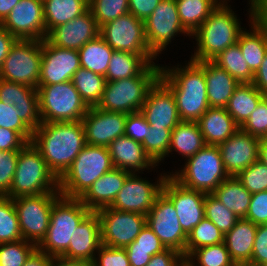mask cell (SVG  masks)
<instances>
[{
    "instance_id": "obj_1",
    "label": "cell",
    "mask_w": 267,
    "mask_h": 266,
    "mask_svg": "<svg viewBox=\"0 0 267 266\" xmlns=\"http://www.w3.org/2000/svg\"><path fill=\"white\" fill-rule=\"evenodd\" d=\"M31 142L59 179L86 145L82 120L42 122L33 131Z\"/></svg>"
},
{
    "instance_id": "obj_2",
    "label": "cell",
    "mask_w": 267,
    "mask_h": 266,
    "mask_svg": "<svg viewBox=\"0 0 267 266\" xmlns=\"http://www.w3.org/2000/svg\"><path fill=\"white\" fill-rule=\"evenodd\" d=\"M187 61L183 66L181 63L172 67L161 65L160 80L172 91L180 120L197 122L210 107L204 61Z\"/></svg>"
},
{
    "instance_id": "obj_3",
    "label": "cell",
    "mask_w": 267,
    "mask_h": 266,
    "mask_svg": "<svg viewBox=\"0 0 267 266\" xmlns=\"http://www.w3.org/2000/svg\"><path fill=\"white\" fill-rule=\"evenodd\" d=\"M230 1L223 0L191 35L196 48L189 59L198 62L214 60L223 50L238 42L245 26L241 27L240 17L231 9Z\"/></svg>"
},
{
    "instance_id": "obj_4",
    "label": "cell",
    "mask_w": 267,
    "mask_h": 266,
    "mask_svg": "<svg viewBox=\"0 0 267 266\" xmlns=\"http://www.w3.org/2000/svg\"><path fill=\"white\" fill-rule=\"evenodd\" d=\"M150 63L138 76L106 82L96 107L125 114L141 111L150 89L160 79L161 64Z\"/></svg>"
},
{
    "instance_id": "obj_5",
    "label": "cell",
    "mask_w": 267,
    "mask_h": 266,
    "mask_svg": "<svg viewBox=\"0 0 267 266\" xmlns=\"http://www.w3.org/2000/svg\"><path fill=\"white\" fill-rule=\"evenodd\" d=\"M113 168L108 147L86 144L59 178V192L68 198H80L98 178Z\"/></svg>"
},
{
    "instance_id": "obj_6",
    "label": "cell",
    "mask_w": 267,
    "mask_h": 266,
    "mask_svg": "<svg viewBox=\"0 0 267 266\" xmlns=\"http://www.w3.org/2000/svg\"><path fill=\"white\" fill-rule=\"evenodd\" d=\"M49 192H59V179L48 168L40 151L28 142L19 150L13 182L5 196L13 199Z\"/></svg>"
},
{
    "instance_id": "obj_7",
    "label": "cell",
    "mask_w": 267,
    "mask_h": 266,
    "mask_svg": "<svg viewBox=\"0 0 267 266\" xmlns=\"http://www.w3.org/2000/svg\"><path fill=\"white\" fill-rule=\"evenodd\" d=\"M169 175L185 188L211 194L226 180V173L218 146L205 145Z\"/></svg>"
},
{
    "instance_id": "obj_8",
    "label": "cell",
    "mask_w": 267,
    "mask_h": 266,
    "mask_svg": "<svg viewBox=\"0 0 267 266\" xmlns=\"http://www.w3.org/2000/svg\"><path fill=\"white\" fill-rule=\"evenodd\" d=\"M90 212L79 198L61 195L53 203L46 236L37 248L51 257L61 256L68 249L75 228Z\"/></svg>"
},
{
    "instance_id": "obj_9",
    "label": "cell",
    "mask_w": 267,
    "mask_h": 266,
    "mask_svg": "<svg viewBox=\"0 0 267 266\" xmlns=\"http://www.w3.org/2000/svg\"><path fill=\"white\" fill-rule=\"evenodd\" d=\"M37 93L42 122L81 121L89 109L71 80L59 84L38 85Z\"/></svg>"
},
{
    "instance_id": "obj_10",
    "label": "cell",
    "mask_w": 267,
    "mask_h": 266,
    "mask_svg": "<svg viewBox=\"0 0 267 266\" xmlns=\"http://www.w3.org/2000/svg\"><path fill=\"white\" fill-rule=\"evenodd\" d=\"M43 40L17 39L0 70V78L38 88Z\"/></svg>"
},
{
    "instance_id": "obj_11",
    "label": "cell",
    "mask_w": 267,
    "mask_h": 266,
    "mask_svg": "<svg viewBox=\"0 0 267 266\" xmlns=\"http://www.w3.org/2000/svg\"><path fill=\"white\" fill-rule=\"evenodd\" d=\"M60 196V192H49L12 199L24 240L36 246L41 243L49 227L53 203Z\"/></svg>"
},
{
    "instance_id": "obj_12",
    "label": "cell",
    "mask_w": 267,
    "mask_h": 266,
    "mask_svg": "<svg viewBox=\"0 0 267 266\" xmlns=\"http://www.w3.org/2000/svg\"><path fill=\"white\" fill-rule=\"evenodd\" d=\"M145 37L149 49L159 57L178 35H191L183 28L175 0H162L144 21ZM176 36V37H175Z\"/></svg>"
},
{
    "instance_id": "obj_13",
    "label": "cell",
    "mask_w": 267,
    "mask_h": 266,
    "mask_svg": "<svg viewBox=\"0 0 267 266\" xmlns=\"http://www.w3.org/2000/svg\"><path fill=\"white\" fill-rule=\"evenodd\" d=\"M140 173H131L112 202L110 208L124 212L147 215L151 210L169 172L160 173L155 182L147 180ZM163 174V175H162Z\"/></svg>"
},
{
    "instance_id": "obj_14",
    "label": "cell",
    "mask_w": 267,
    "mask_h": 266,
    "mask_svg": "<svg viewBox=\"0 0 267 266\" xmlns=\"http://www.w3.org/2000/svg\"><path fill=\"white\" fill-rule=\"evenodd\" d=\"M146 224L166 249H174L185 257L188 235L182 229L172 201L161 192L146 215Z\"/></svg>"
},
{
    "instance_id": "obj_15",
    "label": "cell",
    "mask_w": 267,
    "mask_h": 266,
    "mask_svg": "<svg viewBox=\"0 0 267 266\" xmlns=\"http://www.w3.org/2000/svg\"><path fill=\"white\" fill-rule=\"evenodd\" d=\"M97 214L101 222V243L107 247L126 248L146 225V215L139 213L106 207Z\"/></svg>"
},
{
    "instance_id": "obj_16",
    "label": "cell",
    "mask_w": 267,
    "mask_h": 266,
    "mask_svg": "<svg viewBox=\"0 0 267 266\" xmlns=\"http://www.w3.org/2000/svg\"><path fill=\"white\" fill-rule=\"evenodd\" d=\"M100 36L115 51L154 54L146 41L144 21L130 12L101 26Z\"/></svg>"
},
{
    "instance_id": "obj_17",
    "label": "cell",
    "mask_w": 267,
    "mask_h": 266,
    "mask_svg": "<svg viewBox=\"0 0 267 266\" xmlns=\"http://www.w3.org/2000/svg\"><path fill=\"white\" fill-rule=\"evenodd\" d=\"M0 25L16 39H46L43 1L20 0Z\"/></svg>"
},
{
    "instance_id": "obj_18",
    "label": "cell",
    "mask_w": 267,
    "mask_h": 266,
    "mask_svg": "<svg viewBox=\"0 0 267 266\" xmlns=\"http://www.w3.org/2000/svg\"><path fill=\"white\" fill-rule=\"evenodd\" d=\"M162 192L172 201L180 225L188 235L205 217L204 200L206 194L185 188L170 175L163 183Z\"/></svg>"
},
{
    "instance_id": "obj_19",
    "label": "cell",
    "mask_w": 267,
    "mask_h": 266,
    "mask_svg": "<svg viewBox=\"0 0 267 266\" xmlns=\"http://www.w3.org/2000/svg\"><path fill=\"white\" fill-rule=\"evenodd\" d=\"M81 67L77 50L60 48L43 40L42 61L38 85H52L70 81Z\"/></svg>"
},
{
    "instance_id": "obj_20",
    "label": "cell",
    "mask_w": 267,
    "mask_h": 266,
    "mask_svg": "<svg viewBox=\"0 0 267 266\" xmlns=\"http://www.w3.org/2000/svg\"><path fill=\"white\" fill-rule=\"evenodd\" d=\"M126 117L127 114L122 112L89 107L82 119L86 144L108 147L116 138L124 135Z\"/></svg>"
},
{
    "instance_id": "obj_21",
    "label": "cell",
    "mask_w": 267,
    "mask_h": 266,
    "mask_svg": "<svg viewBox=\"0 0 267 266\" xmlns=\"http://www.w3.org/2000/svg\"><path fill=\"white\" fill-rule=\"evenodd\" d=\"M261 140L239 129L233 136L218 145L224 169L235 177L252 163L259 160Z\"/></svg>"
},
{
    "instance_id": "obj_22",
    "label": "cell",
    "mask_w": 267,
    "mask_h": 266,
    "mask_svg": "<svg viewBox=\"0 0 267 266\" xmlns=\"http://www.w3.org/2000/svg\"><path fill=\"white\" fill-rule=\"evenodd\" d=\"M100 35V27L90 9L73 20L54 27L46 36V40L57 47L79 50L88 41Z\"/></svg>"
},
{
    "instance_id": "obj_23",
    "label": "cell",
    "mask_w": 267,
    "mask_h": 266,
    "mask_svg": "<svg viewBox=\"0 0 267 266\" xmlns=\"http://www.w3.org/2000/svg\"><path fill=\"white\" fill-rule=\"evenodd\" d=\"M141 113L151 127L173 130L181 121L174 95L160 79L150 89Z\"/></svg>"
},
{
    "instance_id": "obj_24",
    "label": "cell",
    "mask_w": 267,
    "mask_h": 266,
    "mask_svg": "<svg viewBox=\"0 0 267 266\" xmlns=\"http://www.w3.org/2000/svg\"><path fill=\"white\" fill-rule=\"evenodd\" d=\"M101 243V222L97 212L91 211L75 228L65 258L93 263Z\"/></svg>"
},
{
    "instance_id": "obj_25",
    "label": "cell",
    "mask_w": 267,
    "mask_h": 266,
    "mask_svg": "<svg viewBox=\"0 0 267 266\" xmlns=\"http://www.w3.org/2000/svg\"><path fill=\"white\" fill-rule=\"evenodd\" d=\"M247 9L250 23L249 30L246 28L240 33L238 45L249 68L255 73L260 67L267 53V26L257 16V3L249 0ZM251 28V29H250ZM247 30V31H246Z\"/></svg>"
},
{
    "instance_id": "obj_26",
    "label": "cell",
    "mask_w": 267,
    "mask_h": 266,
    "mask_svg": "<svg viewBox=\"0 0 267 266\" xmlns=\"http://www.w3.org/2000/svg\"><path fill=\"white\" fill-rule=\"evenodd\" d=\"M0 101L5 105H14L20 112V118L32 131L42 123L37 88L0 78Z\"/></svg>"
},
{
    "instance_id": "obj_27",
    "label": "cell",
    "mask_w": 267,
    "mask_h": 266,
    "mask_svg": "<svg viewBox=\"0 0 267 266\" xmlns=\"http://www.w3.org/2000/svg\"><path fill=\"white\" fill-rule=\"evenodd\" d=\"M114 168L130 173H143L144 170H155L157 166L146 154L141 143L136 142L127 135L116 138L108 146Z\"/></svg>"
},
{
    "instance_id": "obj_28",
    "label": "cell",
    "mask_w": 267,
    "mask_h": 266,
    "mask_svg": "<svg viewBox=\"0 0 267 266\" xmlns=\"http://www.w3.org/2000/svg\"><path fill=\"white\" fill-rule=\"evenodd\" d=\"M130 174L128 171L113 168L98 178L79 198L80 201L93 212L110 207Z\"/></svg>"
},
{
    "instance_id": "obj_29",
    "label": "cell",
    "mask_w": 267,
    "mask_h": 266,
    "mask_svg": "<svg viewBox=\"0 0 267 266\" xmlns=\"http://www.w3.org/2000/svg\"><path fill=\"white\" fill-rule=\"evenodd\" d=\"M197 123L205 144L213 146L225 142L240 129L226 108L209 107Z\"/></svg>"
},
{
    "instance_id": "obj_30",
    "label": "cell",
    "mask_w": 267,
    "mask_h": 266,
    "mask_svg": "<svg viewBox=\"0 0 267 266\" xmlns=\"http://www.w3.org/2000/svg\"><path fill=\"white\" fill-rule=\"evenodd\" d=\"M204 76L209 106L226 108L240 83L213 60L204 61Z\"/></svg>"
},
{
    "instance_id": "obj_31",
    "label": "cell",
    "mask_w": 267,
    "mask_h": 266,
    "mask_svg": "<svg viewBox=\"0 0 267 266\" xmlns=\"http://www.w3.org/2000/svg\"><path fill=\"white\" fill-rule=\"evenodd\" d=\"M256 231V224L241 218L224 234L225 246L237 266H247L250 263Z\"/></svg>"
},
{
    "instance_id": "obj_32",
    "label": "cell",
    "mask_w": 267,
    "mask_h": 266,
    "mask_svg": "<svg viewBox=\"0 0 267 266\" xmlns=\"http://www.w3.org/2000/svg\"><path fill=\"white\" fill-rule=\"evenodd\" d=\"M155 54L113 52L105 75L107 82L138 76L150 63L158 62Z\"/></svg>"
},
{
    "instance_id": "obj_33",
    "label": "cell",
    "mask_w": 267,
    "mask_h": 266,
    "mask_svg": "<svg viewBox=\"0 0 267 266\" xmlns=\"http://www.w3.org/2000/svg\"><path fill=\"white\" fill-rule=\"evenodd\" d=\"M205 145L203 135L197 122L180 121L171 132L168 157L170 154H174V151L187 160L200 151Z\"/></svg>"
},
{
    "instance_id": "obj_34",
    "label": "cell",
    "mask_w": 267,
    "mask_h": 266,
    "mask_svg": "<svg viewBox=\"0 0 267 266\" xmlns=\"http://www.w3.org/2000/svg\"><path fill=\"white\" fill-rule=\"evenodd\" d=\"M46 36L54 28L82 15L89 9V0H44Z\"/></svg>"
},
{
    "instance_id": "obj_35",
    "label": "cell",
    "mask_w": 267,
    "mask_h": 266,
    "mask_svg": "<svg viewBox=\"0 0 267 266\" xmlns=\"http://www.w3.org/2000/svg\"><path fill=\"white\" fill-rule=\"evenodd\" d=\"M212 194L239 219L246 217L252 194L244 188L236 176H229Z\"/></svg>"
},
{
    "instance_id": "obj_36",
    "label": "cell",
    "mask_w": 267,
    "mask_h": 266,
    "mask_svg": "<svg viewBox=\"0 0 267 266\" xmlns=\"http://www.w3.org/2000/svg\"><path fill=\"white\" fill-rule=\"evenodd\" d=\"M264 97L253 83H240L229 99L226 110L241 127Z\"/></svg>"
},
{
    "instance_id": "obj_37",
    "label": "cell",
    "mask_w": 267,
    "mask_h": 266,
    "mask_svg": "<svg viewBox=\"0 0 267 266\" xmlns=\"http://www.w3.org/2000/svg\"><path fill=\"white\" fill-rule=\"evenodd\" d=\"M223 0H175L183 28L192 35Z\"/></svg>"
},
{
    "instance_id": "obj_38",
    "label": "cell",
    "mask_w": 267,
    "mask_h": 266,
    "mask_svg": "<svg viewBox=\"0 0 267 266\" xmlns=\"http://www.w3.org/2000/svg\"><path fill=\"white\" fill-rule=\"evenodd\" d=\"M78 52L82 68L105 77L114 50L100 35L88 41Z\"/></svg>"
},
{
    "instance_id": "obj_39",
    "label": "cell",
    "mask_w": 267,
    "mask_h": 266,
    "mask_svg": "<svg viewBox=\"0 0 267 266\" xmlns=\"http://www.w3.org/2000/svg\"><path fill=\"white\" fill-rule=\"evenodd\" d=\"M71 82L88 107H95L101 100L106 79L104 76L80 67L73 75Z\"/></svg>"
},
{
    "instance_id": "obj_40",
    "label": "cell",
    "mask_w": 267,
    "mask_h": 266,
    "mask_svg": "<svg viewBox=\"0 0 267 266\" xmlns=\"http://www.w3.org/2000/svg\"><path fill=\"white\" fill-rule=\"evenodd\" d=\"M213 61L239 83H252L254 72L246 63L238 43L223 50Z\"/></svg>"
},
{
    "instance_id": "obj_41",
    "label": "cell",
    "mask_w": 267,
    "mask_h": 266,
    "mask_svg": "<svg viewBox=\"0 0 267 266\" xmlns=\"http://www.w3.org/2000/svg\"><path fill=\"white\" fill-rule=\"evenodd\" d=\"M224 242V233L209 219L203 218L188 234L185 246L187 258L195 249Z\"/></svg>"
},
{
    "instance_id": "obj_42",
    "label": "cell",
    "mask_w": 267,
    "mask_h": 266,
    "mask_svg": "<svg viewBox=\"0 0 267 266\" xmlns=\"http://www.w3.org/2000/svg\"><path fill=\"white\" fill-rule=\"evenodd\" d=\"M22 239L18 215L12 198L0 196V244Z\"/></svg>"
},
{
    "instance_id": "obj_43",
    "label": "cell",
    "mask_w": 267,
    "mask_h": 266,
    "mask_svg": "<svg viewBox=\"0 0 267 266\" xmlns=\"http://www.w3.org/2000/svg\"><path fill=\"white\" fill-rule=\"evenodd\" d=\"M187 259L194 266H237L231 259L224 242L195 249Z\"/></svg>"
},
{
    "instance_id": "obj_44",
    "label": "cell",
    "mask_w": 267,
    "mask_h": 266,
    "mask_svg": "<svg viewBox=\"0 0 267 266\" xmlns=\"http://www.w3.org/2000/svg\"><path fill=\"white\" fill-rule=\"evenodd\" d=\"M171 129L149 127L147 138L144 139L142 145L146 154L151 160L159 166L168 157V150L171 141Z\"/></svg>"
},
{
    "instance_id": "obj_45",
    "label": "cell",
    "mask_w": 267,
    "mask_h": 266,
    "mask_svg": "<svg viewBox=\"0 0 267 266\" xmlns=\"http://www.w3.org/2000/svg\"><path fill=\"white\" fill-rule=\"evenodd\" d=\"M205 218L212 221L224 234L235 226L239 218L226 208L212 193L204 200Z\"/></svg>"
},
{
    "instance_id": "obj_46",
    "label": "cell",
    "mask_w": 267,
    "mask_h": 266,
    "mask_svg": "<svg viewBox=\"0 0 267 266\" xmlns=\"http://www.w3.org/2000/svg\"><path fill=\"white\" fill-rule=\"evenodd\" d=\"M89 9L99 27L129 13V0H89Z\"/></svg>"
},
{
    "instance_id": "obj_47",
    "label": "cell",
    "mask_w": 267,
    "mask_h": 266,
    "mask_svg": "<svg viewBox=\"0 0 267 266\" xmlns=\"http://www.w3.org/2000/svg\"><path fill=\"white\" fill-rule=\"evenodd\" d=\"M37 246L24 239L0 244V266H23Z\"/></svg>"
},
{
    "instance_id": "obj_48",
    "label": "cell",
    "mask_w": 267,
    "mask_h": 266,
    "mask_svg": "<svg viewBox=\"0 0 267 266\" xmlns=\"http://www.w3.org/2000/svg\"><path fill=\"white\" fill-rule=\"evenodd\" d=\"M236 178L251 194L267 190V166L259 160L242 170Z\"/></svg>"
},
{
    "instance_id": "obj_49",
    "label": "cell",
    "mask_w": 267,
    "mask_h": 266,
    "mask_svg": "<svg viewBox=\"0 0 267 266\" xmlns=\"http://www.w3.org/2000/svg\"><path fill=\"white\" fill-rule=\"evenodd\" d=\"M240 129L260 140L267 139V96L259 102Z\"/></svg>"
},
{
    "instance_id": "obj_50",
    "label": "cell",
    "mask_w": 267,
    "mask_h": 266,
    "mask_svg": "<svg viewBox=\"0 0 267 266\" xmlns=\"http://www.w3.org/2000/svg\"><path fill=\"white\" fill-rule=\"evenodd\" d=\"M0 127L19 132L28 142H31L33 131L20 118V112L14 105H5L0 101Z\"/></svg>"
},
{
    "instance_id": "obj_51",
    "label": "cell",
    "mask_w": 267,
    "mask_h": 266,
    "mask_svg": "<svg viewBox=\"0 0 267 266\" xmlns=\"http://www.w3.org/2000/svg\"><path fill=\"white\" fill-rule=\"evenodd\" d=\"M18 156L19 151L0 153V196H5L10 191Z\"/></svg>"
},
{
    "instance_id": "obj_52",
    "label": "cell",
    "mask_w": 267,
    "mask_h": 266,
    "mask_svg": "<svg viewBox=\"0 0 267 266\" xmlns=\"http://www.w3.org/2000/svg\"><path fill=\"white\" fill-rule=\"evenodd\" d=\"M93 266H130L125 248L101 245L96 253Z\"/></svg>"
},
{
    "instance_id": "obj_53",
    "label": "cell",
    "mask_w": 267,
    "mask_h": 266,
    "mask_svg": "<svg viewBox=\"0 0 267 266\" xmlns=\"http://www.w3.org/2000/svg\"><path fill=\"white\" fill-rule=\"evenodd\" d=\"M150 125L145 116L139 112L127 114L124 135L132 138L136 142L143 143L147 138Z\"/></svg>"
},
{
    "instance_id": "obj_54",
    "label": "cell",
    "mask_w": 267,
    "mask_h": 266,
    "mask_svg": "<svg viewBox=\"0 0 267 266\" xmlns=\"http://www.w3.org/2000/svg\"><path fill=\"white\" fill-rule=\"evenodd\" d=\"M126 248L153 250V255L166 250V247L147 224L137 235L135 241L129 244Z\"/></svg>"
},
{
    "instance_id": "obj_55",
    "label": "cell",
    "mask_w": 267,
    "mask_h": 266,
    "mask_svg": "<svg viewBox=\"0 0 267 266\" xmlns=\"http://www.w3.org/2000/svg\"><path fill=\"white\" fill-rule=\"evenodd\" d=\"M244 219L256 225L267 224V190L252 194L249 209Z\"/></svg>"
},
{
    "instance_id": "obj_56",
    "label": "cell",
    "mask_w": 267,
    "mask_h": 266,
    "mask_svg": "<svg viewBox=\"0 0 267 266\" xmlns=\"http://www.w3.org/2000/svg\"><path fill=\"white\" fill-rule=\"evenodd\" d=\"M267 262V224L257 225L251 261L247 266H262Z\"/></svg>"
},
{
    "instance_id": "obj_57",
    "label": "cell",
    "mask_w": 267,
    "mask_h": 266,
    "mask_svg": "<svg viewBox=\"0 0 267 266\" xmlns=\"http://www.w3.org/2000/svg\"><path fill=\"white\" fill-rule=\"evenodd\" d=\"M28 141L19 133L11 129L0 127V151H19Z\"/></svg>"
},
{
    "instance_id": "obj_58",
    "label": "cell",
    "mask_w": 267,
    "mask_h": 266,
    "mask_svg": "<svg viewBox=\"0 0 267 266\" xmlns=\"http://www.w3.org/2000/svg\"><path fill=\"white\" fill-rule=\"evenodd\" d=\"M162 0H129V12L145 21Z\"/></svg>"
},
{
    "instance_id": "obj_59",
    "label": "cell",
    "mask_w": 267,
    "mask_h": 266,
    "mask_svg": "<svg viewBox=\"0 0 267 266\" xmlns=\"http://www.w3.org/2000/svg\"><path fill=\"white\" fill-rule=\"evenodd\" d=\"M183 255L174 250L166 249L161 253L154 254L146 266H176Z\"/></svg>"
},
{
    "instance_id": "obj_60",
    "label": "cell",
    "mask_w": 267,
    "mask_h": 266,
    "mask_svg": "<svg viewBox=\"0 0 267 266\" xmlns=\"http://www.w3.org/2000/svg\"><path fill=\"white\" fill-rule=\"evenodd\" d=\"M130 266H146L153 256V250L125 248Z\"/></svg>"
},
{
    "instance_id": "obj_61",
    "label": "cell",
    "mask_w": 267,
    "mask_h": 266,
    "mask_svg": "<svg viewBox=\"0 0 267 266\" xmlns=\"http://www.w3.org/2000/svg\"><path fill=\"white\" fill-rule=\"evenodd\" d=\"M252 83L264 96H267V53L260 67L254 73Z\"/></svg>"
},
{
    "instance_id": "obj_62",
    "label": "cell",
    "mask_w": 267,
    "mask_h": 266,
    "mask_svg": "<svg viewBox=\"0 0 267 266\" xmlns=\"http://www.w3.org/2000/svg\"><path fill=\"white\" fill-rule=\"evenodd\" d=\"M17 39L0 25V70L10 48Z\"/></svg>"
},
{
    "instance_id": "obj_63",
    "label": "cell",
    "mask_w": 267,
    "mask_h": 266,
    "mask_svg": "<svg viewBox=\"0 0 267 266\" xmlns=\"http://www.w3.org/2000/svg\"><path fill=\"white\" fill-rule=\"evenodd\" d=\"M51 256L36 248L23 266H50Z\"/></svg>"
},
{
    "instance_id": "obj_64",
    "label": "cell",
    "mask_w": 267,
    "mask_h": 266,
    "mask_svg": "<svg viewBox=\"0 0 267 266\" xmlns=\"http://www.w3.org/2000/svg\"><path fill=\"white\" fill-rule=\"evenodd\" d=\"M50 266H92V264L82 260L69 259L63 256H54L51 257Z\"/></svg>"
},
{
    "instance_id": "obj_65",
    "label": "cell",
    "mask_w": 267,
    "mask_h": 266,
    "mask_svg": "<svg viewBox=\"0 0 267 266\" xmlns=\"http://www.w3.org/2000/svg\"><path fill=\"white\" fill-rule=\"evenodd\" d=\"M20 0H0V24Z\"/></svg>"
},
{
    "instance_id": "obj_66",
    "label": "cell",
    "mask_w": 267,
    "mask_h": 266,
    "mask_svg": "<svg viewBox=\"0 0 267 266\" xmlns=\"http://www.w3.org/2000/svg\"><path fill=\"white\" fill-rule=\"evenodd\" d=\"M257 16L267 26V0H261L257 3Z\"/></svg>"
},
{
    "instance_id": "obj_67",
    "label": "cell",
    "mask_w": 267,
    "mask_h": 266,
    "mask_svg": "<svg viewBox=\"0 0 267 266\" xmlns=\"http://www.w3.org/2000/svg\"><path fill=\"white\" fill-rule=\"evenodd\" d=\"M259 161L267 166V139H262L260 142Z\"/></svg>"
},
{
    "instance_id": "obj_68",
    "label": "cell",
    "mask_w": 267,
    "mask_h": 266,
    "mask_svg": "<svg viewBox=\"0 0 267 266\" xmlns=\"http://www.w3.org/2000/svg\"><path fill=\"white\" fill-rule=\"evenodd\" d=\"M176 266H194L190 260H188L186 257H183Z\"/></svg>"
},
{
    "instance_id": "obj_69",
    "label": "cell",
    "mask_w": 267,
    "mask_h": 266,
    "mask_svg": "<svg viewBox=\"0 0 267 266\" xmlns=\"http://www.w3.org/2000/svg\"><path fill=\"white\" fill-rule=\"evenodd\" d=\"M252 1H254V2L258 3V2H259V1H261V0H252Z\"/></svg>"
}]
</instances>
